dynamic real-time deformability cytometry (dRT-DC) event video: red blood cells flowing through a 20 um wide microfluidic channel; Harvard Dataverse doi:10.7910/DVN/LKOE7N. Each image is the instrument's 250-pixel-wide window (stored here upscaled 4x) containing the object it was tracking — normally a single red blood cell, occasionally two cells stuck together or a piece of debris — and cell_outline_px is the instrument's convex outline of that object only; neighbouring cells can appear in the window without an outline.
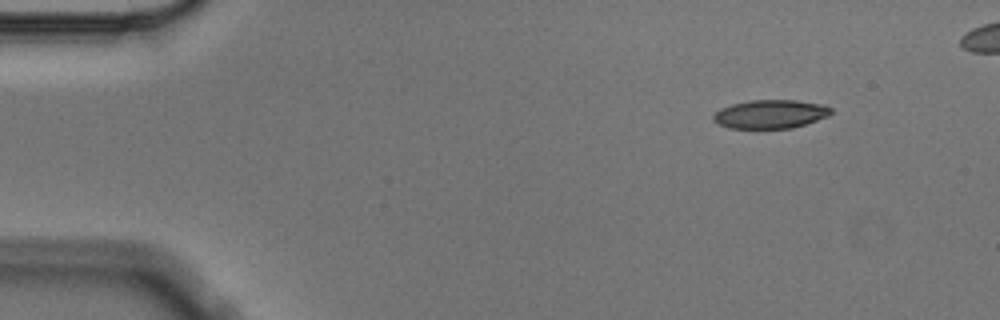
{"species": "Egyptian fruit bat (a non-hibernating species)", "species_latin": "Rousettus aegyptiacus", "temperature_condition": "cold", "stored_images_in_passage": 5, "camera_frame_rate_fps": 3000, "um_per_image_px": 0.085, "animal": {"sex": "male"}, "frame": {"image": 1, "passage_image": 1, "time_ms": 0.0, "image_size_px": [1000, 320], "cell_outline_px": [[832, 112], [828, 116], [792, 128], [728, 128], [716, 124], [712, 120], [712, 116], [720, 108], [732, 104], [748, 100], [796, 100], [820, 104], [832, 108]], "centroid_in_image_um": [65.43, 9.7], "position_along_channel_um": 19.6, "area_um2": 19.65}}